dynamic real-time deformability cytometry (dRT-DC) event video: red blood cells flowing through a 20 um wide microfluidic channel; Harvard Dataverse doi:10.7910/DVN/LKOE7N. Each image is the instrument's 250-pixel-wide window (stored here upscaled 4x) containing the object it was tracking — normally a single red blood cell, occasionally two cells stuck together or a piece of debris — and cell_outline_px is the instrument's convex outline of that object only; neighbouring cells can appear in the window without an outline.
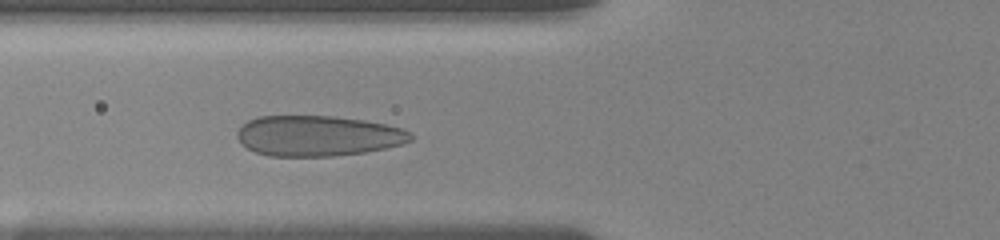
{"species": "human", "species_latin": "Homo sapiens", "temperature_condition": "room temperature", "stored_images_in_passage": 8, "camera_frame_rate_fps": 3000, "um_per_image_px": 0.085, "donor": {"sex": "female"}, "frame": {"image": 1, "passage_image": 7, "time_ms": 4.0, "image_size_px": [1000, 240], "cell_outline_px": [[412, 140], [400, 144], [384, 148], [364, 152], [332, 156], [268, 156], [256, 152], [240, 144], [236, 136], [236, 132], [248, 120], [256, 116], [332, 116], [364, 120], [384, 124], [400, 128], [412, 132]], "centroid_in_image_um": [26.98, 11.54], "position_along_channel_um": 98.8, "area_um2": 40.92}}
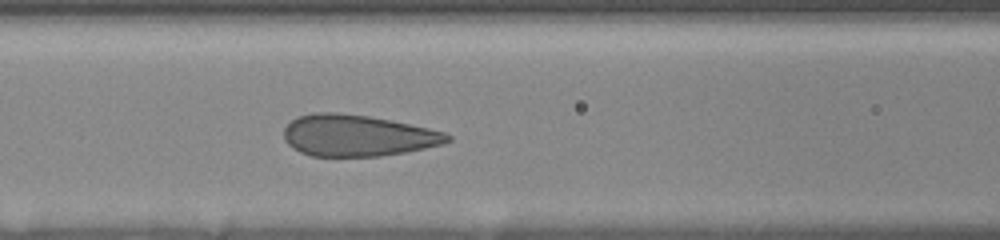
{"frame": {"image": 2, "passage_image": 8, "time_ms": 5.0, "image_size_px": [1000, 240], "cell_outline_px": [[452, 140], [444, 144], [404, 152], [380, 156], [312, 156], [300, 152], [292, 148], [284, 140], [284, 128], [296, 116], [312, 112], [336, 112], [368, 116], [392, 120], [428, 128], [444, 132], [452, 136]], "centroid_in_image_um": [30.37, 11.51], "position_along_channel_um": 136.2, "area_um2": 39.65}}